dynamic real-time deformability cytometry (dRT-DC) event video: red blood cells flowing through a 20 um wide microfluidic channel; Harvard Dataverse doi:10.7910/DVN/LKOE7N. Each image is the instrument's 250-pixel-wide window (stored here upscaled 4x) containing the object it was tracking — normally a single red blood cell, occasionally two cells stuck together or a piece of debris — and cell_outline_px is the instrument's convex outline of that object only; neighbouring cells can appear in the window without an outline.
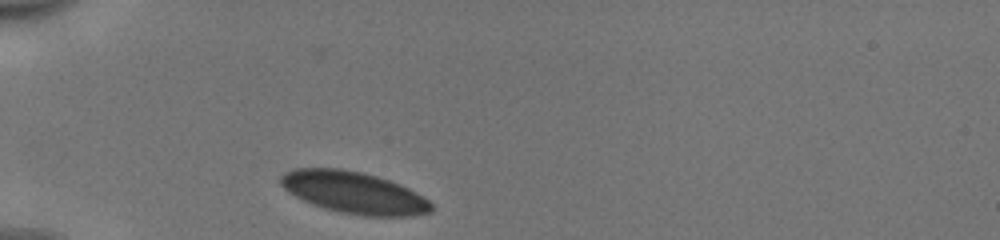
{"species": "human", "species_latin": "Homo sapiens", "temperature_condition": "cold", "stored_images_in_passage": 30, "camera_frame_rate_fps": 3000, "um_per_image_px": 0.085, "donor": {"sex": "male"}, "frame": {"image": 1, "passage_image": 1, "time_ms": 0.0, "image_size_px": [1000, 240], "cell_outline_px": [[432, 212], [412, 216], [364, 216], [340, 212], [324, 208], [312, 204], [288, 192], [280, 184], [280, 176], [284, 172], [296, 168], [340, 168], [360, 172], [376, 176], [400, 184], [424, 196], [432, 204]], "centroid_in_image_um": [30.09, 16.37], "position_along_channel_um": 54.9, "area_um2": 36.7}}
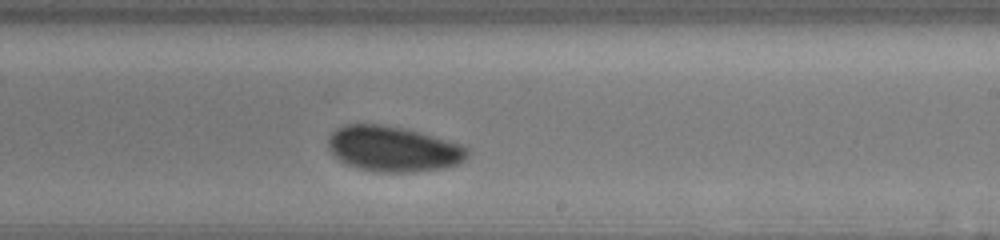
{"frame": {"image": 2, "passage_image": 18, "time_ms": 5.667, "image_size_px": [1000, 240], "cell_outline_px": [[468, 156], [464, 160], [456, 164], [440, 168], [416, 172], [372, 172], [356, 168], [344, 164], [328, 148], [328, 136], [336, 128], [344, 124], [380, 124], [404, 128], [420, 132], [460, 144], [468, 148]], "centroid_in_image_um": [33.38, 12.66], "position_along_channel_um": 255.6, "area_um2": 36.99}}
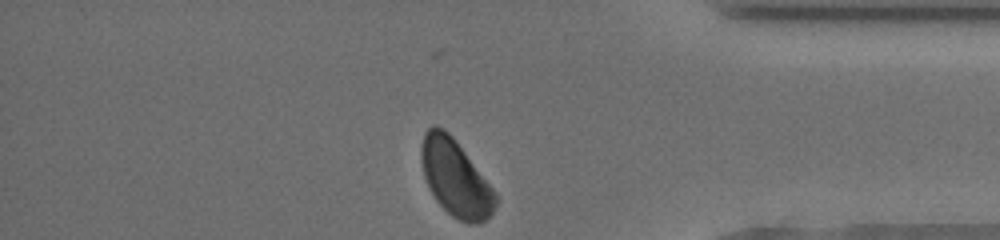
{"frame": {"image": 3, "passage_image": 30, "time_ms": 9.667, "image_size_px": [1000, 240], "cell_outline_px": [[496, 204], [492, 212], [484, 220], [476, 224], [468, 224], [452, 216], [436, 200], [428, 188], [424, 176], [420, 156], [420, 148], [424, 132], [432, 124], [436, 124], [444, 128], [456, 140], [496, 192]], "centroid_in_image_um": [38.68, 15.1], "position_along_channel_um": 396.5, "area_um2": 33.12}, "authors_computed_cell_mechanics": {"area_um2": 36.9053, "velocity_mm_per_s": 3.9082, "shape_relaxation_time_tau1_ms": 2.503, "shape_relaxation_time_tau2_ms": null, "deformation_change_tau1": 0.0575, "deformation_change_tau2": null}}